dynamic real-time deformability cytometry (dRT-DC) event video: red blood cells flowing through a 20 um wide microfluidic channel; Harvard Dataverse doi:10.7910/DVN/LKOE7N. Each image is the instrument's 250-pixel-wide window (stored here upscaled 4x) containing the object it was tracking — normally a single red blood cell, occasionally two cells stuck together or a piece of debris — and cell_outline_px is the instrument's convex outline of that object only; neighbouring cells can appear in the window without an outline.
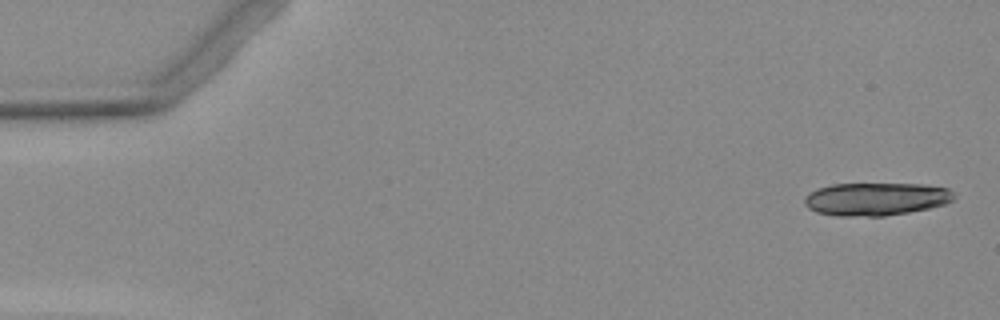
{"species": "Egyptian fruit bat (a non-hibernating species)", "species_latin": "Rousettus aegyptiacus", "temperature_condition": "warm", "stored_images_in_passage": 7, "segment_of_instrument_passage": [1, 2], "camera_frame_rate_fps": 3000, "um_per_image_px": 0.085, "animal": {"sex": "female"}, "frame": {"image": 1, "passage_image": 1, "time_ms": 0.0, "image_size_px": [1000, 320], "cell_outline_px": [[956, 196], [952, 200], [944, 204], [928, 208], [908, 212], [884, 216], [836, 216], [816, 212], [808, 208], [804, 204], [804, 196], [816, 188], [832, 184], [924, 184], [948, 188]], "centroid_in_image_um": [74.42, 16.91], "position_along_channel_um": 10.6, "area_um2": 28.78}}
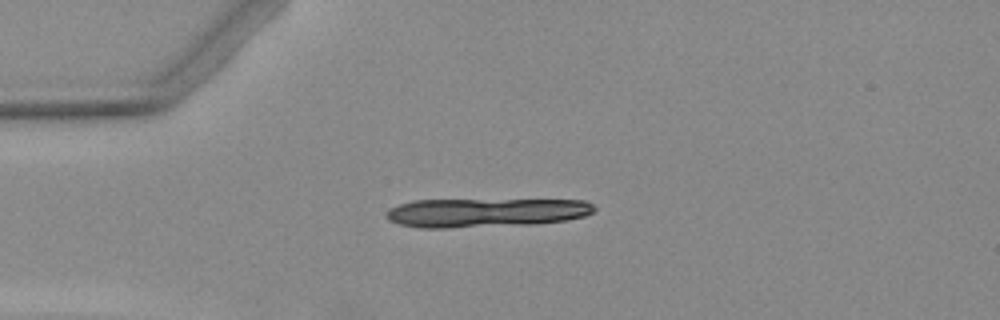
{"frame": {"image": 2, "passage_image": 4, "time_ms": 3.667, "image_size_px": [1000, 320], "cell_outline_px": [[596, 208], [592, 212], [584, 216], [564, 220], [536, 224], [448, 228], [420, 228], [400, 224], [388, 220], [388, 208], [412, 200], [584, 200], [592, 204]], "centroid_in_image_um": [41.27, 18.07], "position_along_channel_um": 43.7, "area_um2": 35.03}}